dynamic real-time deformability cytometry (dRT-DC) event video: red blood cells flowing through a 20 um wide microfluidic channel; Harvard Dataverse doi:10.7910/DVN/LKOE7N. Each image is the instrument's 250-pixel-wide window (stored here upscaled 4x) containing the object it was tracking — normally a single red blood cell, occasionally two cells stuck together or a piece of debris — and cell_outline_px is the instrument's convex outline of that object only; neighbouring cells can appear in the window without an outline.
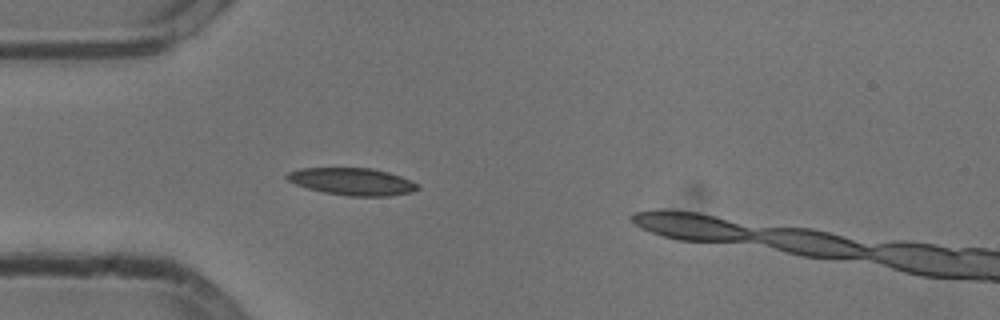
{"species": "common noctule bat (a hibernating species)", "species_latin": "Nyctalus noctula", "temperature_condition": "cold", "stored_images_in_passage": 9, "camera_frame_rate_fps": 3000, "um_per_image_px": 0.085, "animal": {"sex": "male", "body_mass_g": 13.3}, "frame": {"image": 1, "passage_image": 1, "time_ms": 0.0, "image_size_px": [1000, 320], "cell_outline_px": [[420, 188], [412, 192], [388, 196], [348, 196], [324, 192], [308, 188], [296, 184], [288, 180], [284, 176], [288, 172], [300, 168], [372, 168], [388, 172], [400, 176], [420, 184]], "centroid_in_image_um": [29.96, 15.43], "position_along_channel_um": 55.0, "area_um2": 20.75}}
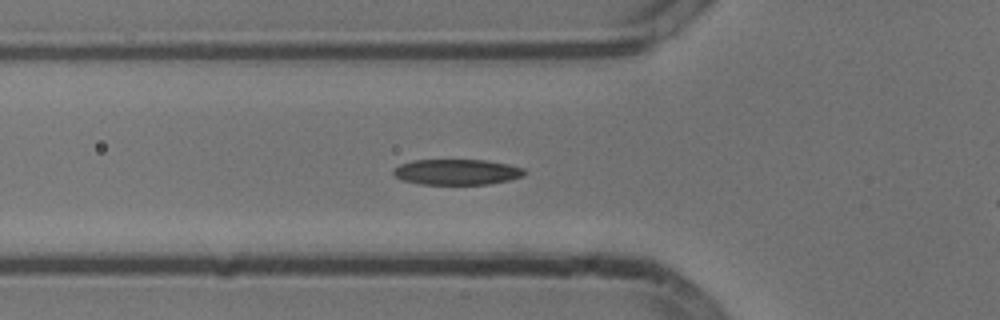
{"frame": {"image": 2, "passage_image": 4, "time_ms": 1.0, "image_size_px": [1000, 320], "cell_outline_px": [[524, 176], [508, 180], [488, 184], [420, 184], [404, 180], [396, 176], [392, 172], [392, 168], [400, 164], [412, 160], [484, 160], [508, 164], [524, 168]], "centroid_in_image_um": [38.81, 14.61], "position_along_channel_um": 87.0, "area_um2": 19.48}}
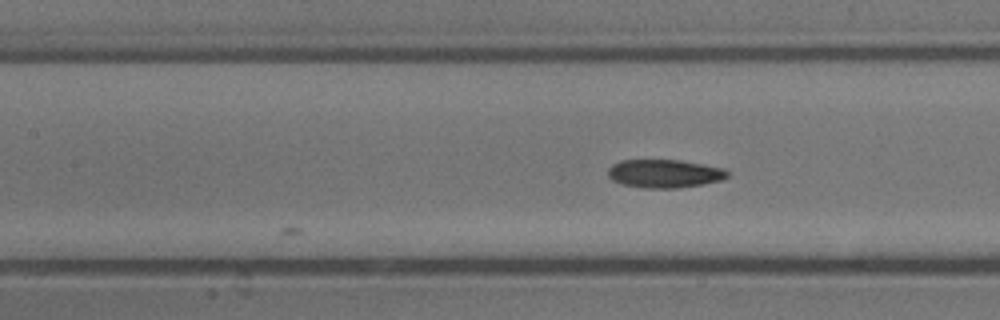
{"frame": {"image": 3, "passage_image": 9, "time_ms": 2.667, "image_size_px": [1000, 320], "cell_outline_px": [[728, 176], [720, 180], [704, 184], [680, 188], [644, 188], [624, 184], [612, 180], [608, 176], [608, 168], [612, 164], [620, 160], [680, 160], [704, 164], [724, 168], [728, 172]], "centroid_in_image_um": [56.48, 14.75], "position_along_channel_um": 150.9, "area_um2": 19.77}}